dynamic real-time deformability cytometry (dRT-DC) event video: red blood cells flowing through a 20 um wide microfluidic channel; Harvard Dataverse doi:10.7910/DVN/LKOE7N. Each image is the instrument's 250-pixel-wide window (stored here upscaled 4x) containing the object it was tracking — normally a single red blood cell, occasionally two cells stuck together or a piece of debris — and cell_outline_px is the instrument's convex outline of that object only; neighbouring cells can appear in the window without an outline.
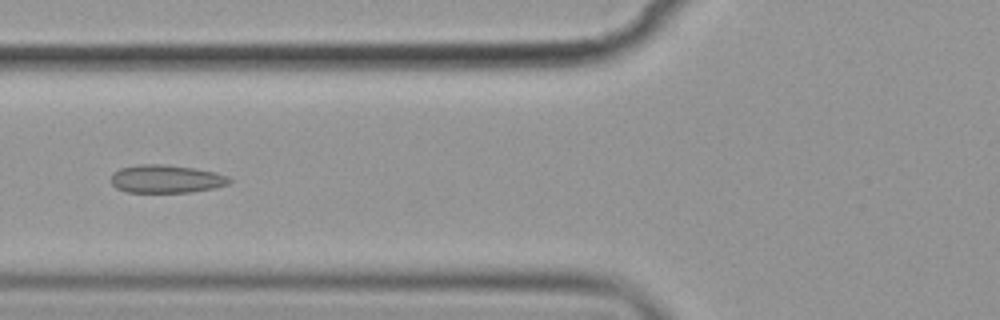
{"species": "common noctule bat (a hibernating species)", "species_latin": "Nyctalus noctula", "temperature_condition": "cold", "stored_images_in_passage": 7, "camera_frame_rate_fps": 3000, "um_per_image_px": 0.085, "animal": {"sex": "female", "body_mass_g": 19.9}, "frame": {"image": 1, "passage_image": 6, "time_ms": 6.0, "image_size_px": [1000, 320], "cell_outline_px": [[232, 180], [228, 184], [216, 188], [188, 192], [128, 192], [116, 188], [112, 184], [112, 176], [120, 168], [140, 164], [160, 164], [192, 168], [216, 172], [228, 176]], "centroid_in_image_um": [14.16, 15.21], "position_along_channel_um": 111.6, "area_um2": 19.19}}
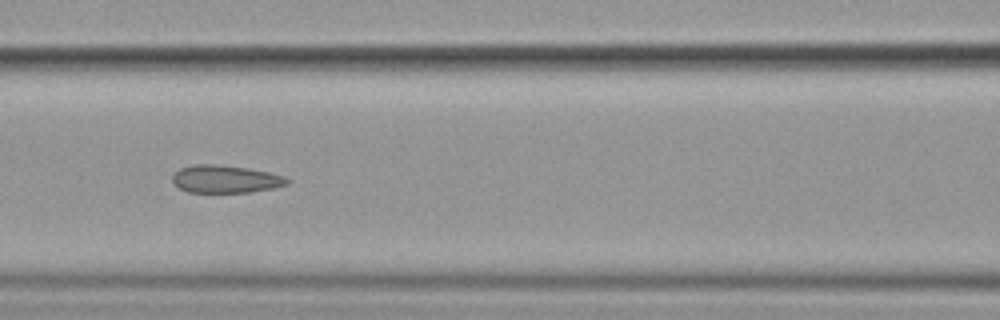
{"frame": {"image": 2, "passage_image": 7, "time_ms": 7.0, "image_size_px": [1000, 320], "cell_outline_px": [[292, 180], [288, 184], [272, 188], [248, 192], [188, 192], [172, 184], [172, 176], [180, 168], [196, 164], [216, 164], [248, 168], [268, 172], [284, 176]], "centroid_in_image_um": [19.16, 15.22], "position_along_channel_um": 147.4, "area_um2": 18.5}}